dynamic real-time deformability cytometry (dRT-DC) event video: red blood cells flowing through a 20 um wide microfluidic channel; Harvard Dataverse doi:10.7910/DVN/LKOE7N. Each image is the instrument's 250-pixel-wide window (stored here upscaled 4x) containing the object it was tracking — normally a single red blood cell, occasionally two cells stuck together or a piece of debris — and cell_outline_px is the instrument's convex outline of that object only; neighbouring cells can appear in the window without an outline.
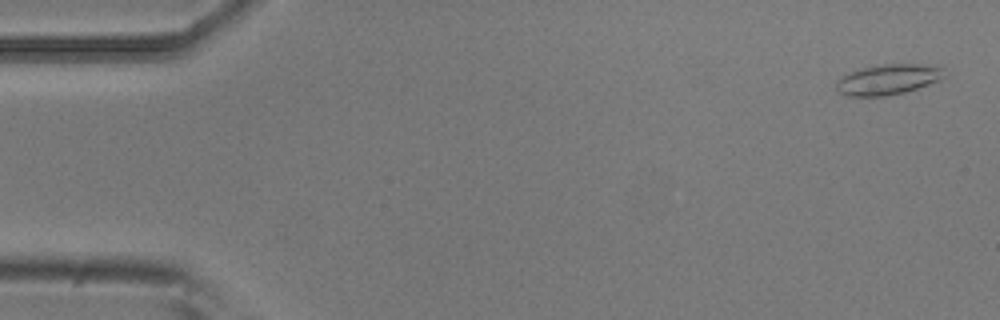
{"species": "common noctule bat (a hibernating species)", "species_latin": "Nyctalus noctula", "temperature_condition": "room temperature", "stored_images_in_passage": 4, "camera_frame_rate_fps": 3000, "um_per_image_px": 0.085, "animal": {"sex": "male", "body_mass_g": 20.5, "forearm_length_mm": 52.5}, "frame": {"image": 1, "passage_image": 1, "time_ms": 0.0, "image_size_px": [1000, 320], "cell_outline_px": [[944, 76], [940, 80], [904, 92], [884, 96], [848, 96], [840, 92], [836, 88], [836, 80], [840, 76], [860, 68], [880, 64], [920, 64], [944, 68]], "centroid_in_image_um": [75.44, 6.74], "position_along_channel_um": 9.6, "area_um2": 19.07}}